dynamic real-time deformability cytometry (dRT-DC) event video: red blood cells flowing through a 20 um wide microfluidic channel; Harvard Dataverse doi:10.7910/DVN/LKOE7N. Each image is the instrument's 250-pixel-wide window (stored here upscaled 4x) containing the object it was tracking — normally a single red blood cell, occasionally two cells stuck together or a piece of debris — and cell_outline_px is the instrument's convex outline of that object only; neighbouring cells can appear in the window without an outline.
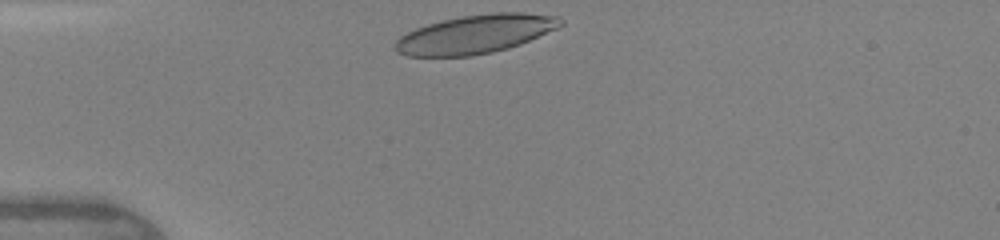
{"species": "human", "species_latin": "Homo sapiens", "temperature_condition": "warm", "stored_images_in_passage": 21, "camera_frame_rate_fps": 3000, "um_per_image_px": 0.085, "donor": {"sex": "female"}, "frame": {"image": 1, "passage_image": 1, "time_ms": 0.0, "image_size_px": [1000, 240], "cell_outline_px": [[564, 24], [556, 28], [520, 44], [508, 48], [492, 52], [472, 56], [408, 56], [396, 52], [396, 40], [400, 36], [416, 28], [428, 24], [444, 20], [464, 16], [496, 12], [524, 12], [560, 16], [564, 20]], "centroid_in_image_um": [40.44, 2.9], "position_along_channel_um": 44.6, "area_um2": 36.99}}
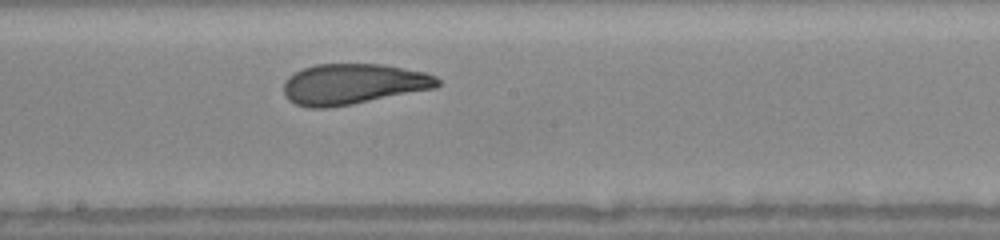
{"frame": {"image": 2, "passage_image": 11, "time_ms": 4.667, "image_size_px": [1000, 240], "cell_outline_px": [[440, 84], [436, 88], [352, 104], [328, 108], [308, 108], [296, 104], [288, 100], [284, 96], [284, 80], [288, 76], [304, 68], [316, 64], [384, 64], [424, 72], [436, 76], [440, 80]], "centroid_in_image_um": [30.0, 7.15], "position_along_channel_um": 218.2, "area_um2": 36.59}}
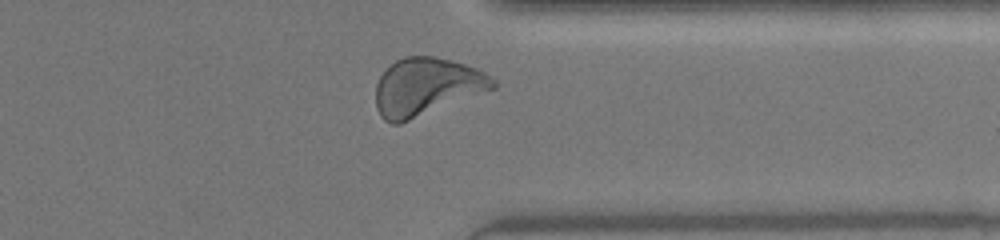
{"frame": {"image": 3, "passage_image": 19, "time_ms": 8.333, "image_size_px": [1000, 240], "cell_outline_px": [[496, 88], [400, 124], [392, 124], [384, 120], [380, 116], [376, 108], [376, 84], [380, 76], [396, 60], [404, 56], [432, 56], [452, 60], [476, 68], [484, 72], [496, 80]], "centroid_in_image_um": [36.25, 7.38], "position_along_channel_um": 375.1, "area_um2": 39.42}, "authors_computed_cell_mechanics": {"area_um2": 37.1076, "velocity_mm_per_s": 4.3078, "shape_relaxation_time_tau1_ms": 4.0907, "shape_relaxation_time_tau2_ms": 0.9759, "deformation_change_tau1": 0.1641, "deformation_change_tau2": 0.0698}}